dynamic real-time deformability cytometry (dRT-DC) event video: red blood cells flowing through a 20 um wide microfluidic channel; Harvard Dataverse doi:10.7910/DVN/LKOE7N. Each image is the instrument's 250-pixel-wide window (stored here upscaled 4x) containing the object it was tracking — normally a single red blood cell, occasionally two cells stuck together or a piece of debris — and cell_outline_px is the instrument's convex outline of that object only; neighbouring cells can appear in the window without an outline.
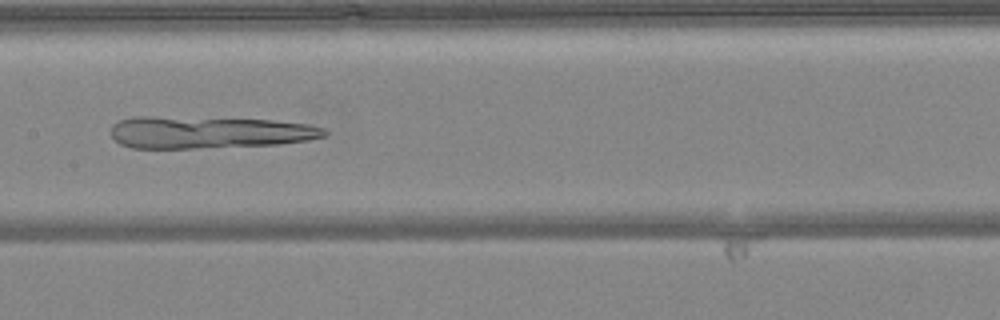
{"species": "common noctule bat (a hibernating species)", "species_latin": "Nyctalus noctula", "temperature_condition": "warm", "stored_images_in_passage": 33, "camera_frame_rate_fps": 3000, "um_per_image_px": 0.085, "animal": {"sex": "female", "body_mass_g": 24.6, "forearm_length_mm": 56.2}, "frame": {"image": 1, "passage_image": 11, "time_ms": 3.333, "image_size_px": [1000, 320], "cell_outline_px": [[328, 136], [308, 140], [280, 144], [196, 148], [132, 148], [120, 144], [108, 132], [112, 124], [120, 120], [132, 116], [152, 116], [272, 120], [308, 124], [324, 128], [328, 132]], "centroid_in_image_um": [17.72, 11.24], "position_along_channel_um": 189.7, "area_um2": 40.23}}
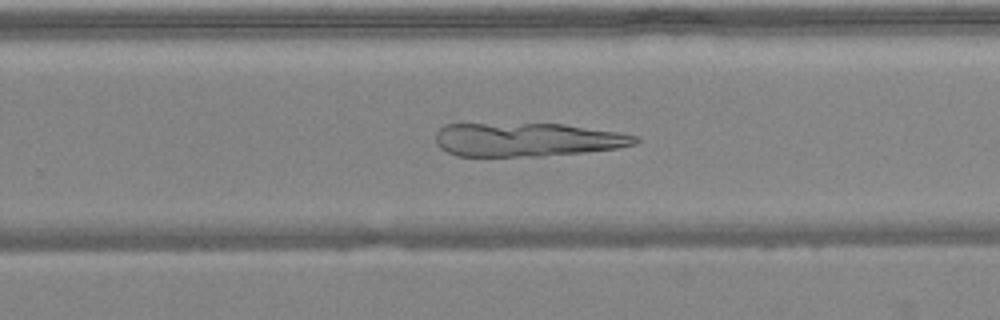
{"frame": {"image": 2, "passage_image": 18, "time_ms": 5.667, "image_size_px": [1000, 320], "cell_outline_px": [[640, 140], [636, 144], [616, 148], [584, 152], [544, 156], [456, 156], [440, 148], [436, 140], [436, 132], [444, 124], [564, 124], [620, 132], [640, 136]], "centroid_in_image_um": [44.84, 11.87], "position_along_channel_um": 285.0, "area_um2": 39.25}}